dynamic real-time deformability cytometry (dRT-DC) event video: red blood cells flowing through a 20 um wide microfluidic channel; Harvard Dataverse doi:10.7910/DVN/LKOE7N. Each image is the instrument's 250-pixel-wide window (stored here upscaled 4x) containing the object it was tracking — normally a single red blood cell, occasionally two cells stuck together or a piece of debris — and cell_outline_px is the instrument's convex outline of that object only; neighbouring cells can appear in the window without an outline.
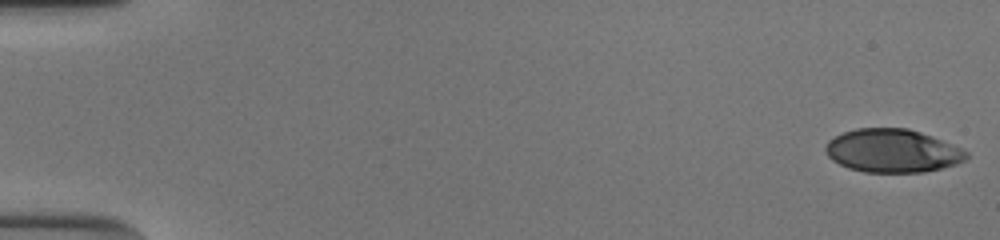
{"species": "human", "species_latin": "Homo sapiens", "temperature_condition": "cold", "stored_images_in_passage": 12, "camera_frame_rate_fps": 3000, "um_per_image_px": 0.085, "donor": {"sex": "male"}, "frame": {"image": 1, "passage_image": 1, "time_ms": 0.0, "image_size_px": [1000, 240], "cell_outline_px": [[968, 156], [964, 160], [956, 164], [924, 172], [864, 172], [848, 168], [832, 160], [828, 156], [824, 148], [828, 140], [844, 132], [856, 128], [908, 128], [920, 132], [960, 148], [968, 152]], "centroid_in_image_um": [75.82, 12.82], "position_along_channel_um": 9.2, "area_um2": 35.26}}